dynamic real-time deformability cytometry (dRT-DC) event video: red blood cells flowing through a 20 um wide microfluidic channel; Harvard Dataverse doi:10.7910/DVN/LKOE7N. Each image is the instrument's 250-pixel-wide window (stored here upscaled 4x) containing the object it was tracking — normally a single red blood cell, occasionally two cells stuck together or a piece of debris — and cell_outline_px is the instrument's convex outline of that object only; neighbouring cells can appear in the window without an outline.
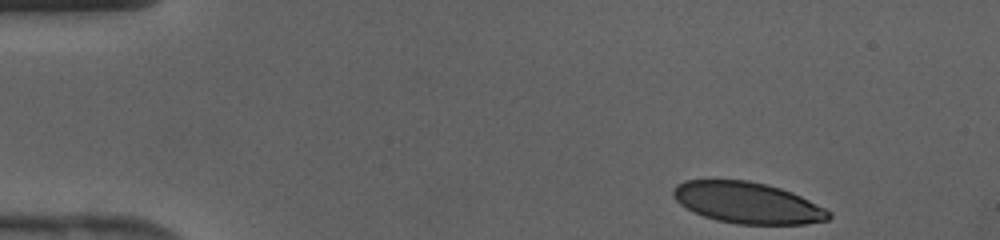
{"species": "human", "species_latin": "Homo sapiens", "temperature_condition": "cold", "stored_images_in_passage": 38, "camera_frame_rate_fps": 3000, "um_per_image_px": 0.085, "donor": {"sex": "female"}, "frame": {"image": 1, "passage_image": 1, "time_ms": 0.0, "image_size_px": [1000, 240], "cell_outline_px": [[832, 216], [828, 220], [804, 224], [736, 224], [716, 220], [704, 216], [680, 204], [672, 196], [672, 188], [676, 184], [684, 180], [748, 180], [780, 188], [792, 192], [832, 212]], "centroid_in_image_um": [63.52, 17.23], "position_along_channel_um": 21.5, "area_um2": 37.28}}
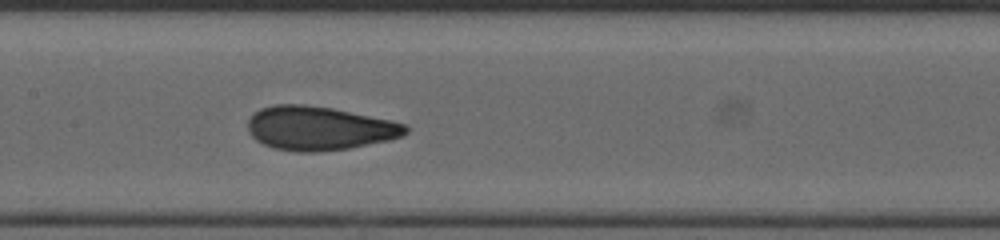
{"frame": {"image": 2, "passage_image": 17, "time_ms": 5.333, "image_size_px": [1000, 240], "cell_outline_px": [[408, 132], [400, 136], [388, 140], [348, 148], [316, 152], [296, 152], [272, 148], [256, 140], [248, 132], [248, 120], [260, 108], [276, 104], [304, 104], [332, 108], [408, 124]], "centroid_in_image_um": [27.1, 10.9], "position_along_channel_um": 180.3, "area_um2": 40.17}}
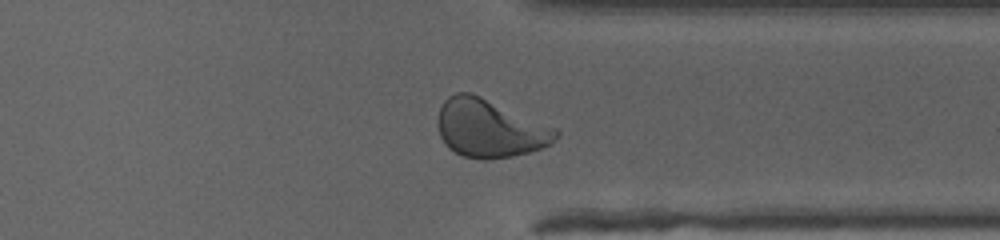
{"frame": {"image": 3, "passage_image": 29, "time_ms": 9.333, "image_size_px": [1000, 240], "cell_outline_px": [[560, 136], [544, 148], [512, 156], [488, 160], [480, 160], [464, 156], [448, 148], [444, 144], [440, 136], [436, 124], [436, 120], [440, 108], [444, 100], [448, 96], [456, 92], [468, 92], [480, 96], [556, 128], [560, 132]], "centroid_in_image_um": [41.6, 10.93], "position_along_channel_um": 369.8, "area_um2": 40.11}}